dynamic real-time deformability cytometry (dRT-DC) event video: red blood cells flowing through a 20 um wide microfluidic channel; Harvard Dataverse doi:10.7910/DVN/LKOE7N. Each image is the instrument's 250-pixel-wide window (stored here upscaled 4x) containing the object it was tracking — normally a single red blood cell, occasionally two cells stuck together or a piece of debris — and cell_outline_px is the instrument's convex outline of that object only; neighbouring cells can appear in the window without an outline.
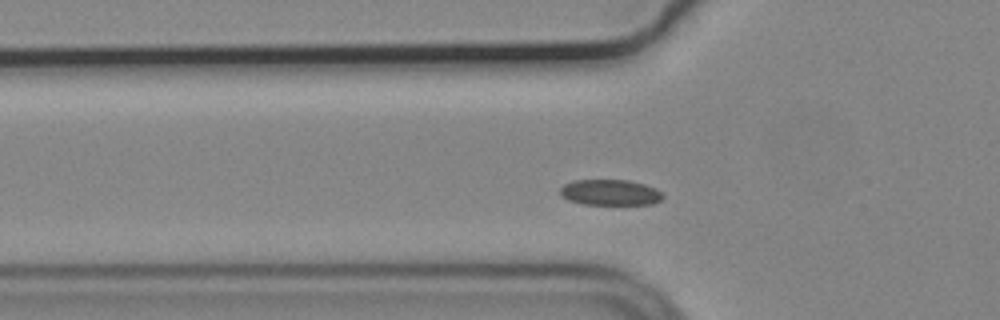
{"species": "common noctule bat (a hibernating species)", "species_latin": "Nyctalus noctula", "temperature_condition": "cold", "stored_images_in_passage": 47, "camera_frame_rate_fps": 3000, "um_per_image_px": 0.085, "animal": {"sex": "male", "body_mass_g": 19.2, "forearm_length_mm": 51.8}, "frame": {"image": 1, "passage_image": 9, "time_ms": 2.667, "image_size_px": [1000, 320], "cell_outline_px": [[664, 196], [660, 200], [652, 204], [580, 204], [568, 200], [560, 196], [560, 188], [564, 184], [572, 180], [628, 180], [644, 184], [660, 192]], "centroid_in_image_um": [51.79, 16.36], "position_along_channel_um": 74.0, "area_um2": 15.37}}
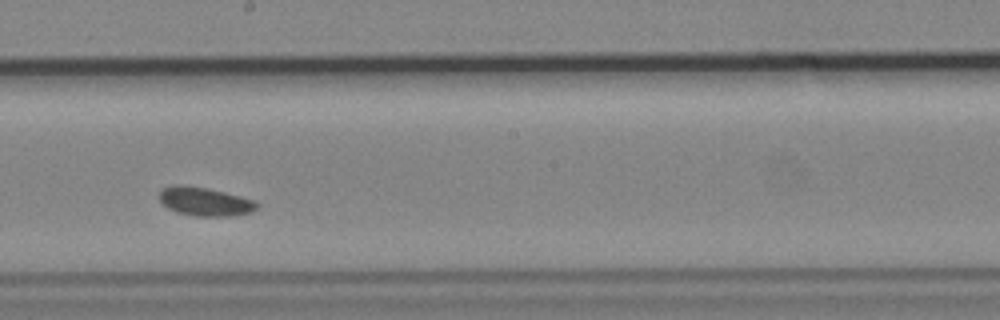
{"frame": {"image": 2, "passage_image": 22, "time_ms": 7.0, "image_size_px": [1000, 320], "cell_outline_px": [[260, 204], [256, 208], [248, 212], [228, 216], [192, 216], [176, 212], [168, 208], [160, 200], [160, 192], [164, 188], [176, 184], [184, 184], [224, 192], [256, 200]], "centroid_in_image_um": [17.41, 17.13], "position_along_channel_um": 230.8, "area_um2": 16.13}}
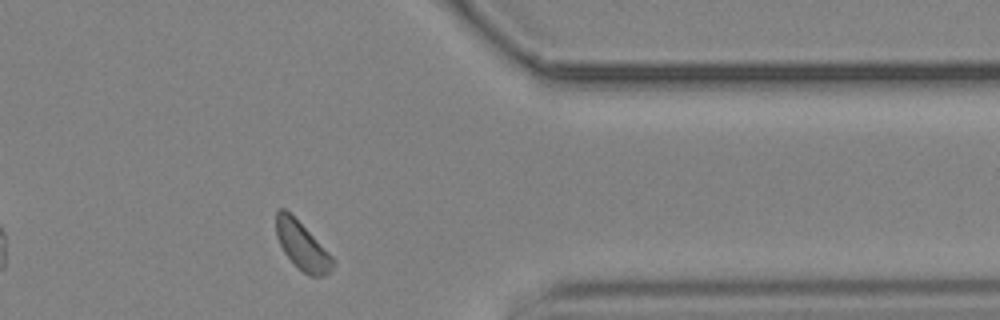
{"frame": {"image": 3, "passage_image": 36, "time_ms": 11.667, "image_size_px": [1000, 320], "cell_outline_px": [[336, 260], [332, 268], [324, 276], [308, 276], [284, 252], [276, 236], [276, 212], [280, 208], [284, 208]], "centroid_in_image_um": [25.68, 20.91], "position_along_channel_um": 385.7, "area_um2": 15.14}, "authors_computed_cell_mechanics": {"area_um2": 15.9528, "velocity_mm_per_s": 3.6192, "shape_relaxation_time_tau1_ms": null, "shape_relaxation_time_tau2_ms": 3.6801, "deformation_change_tau1": null, "deformation_change_tau2": 0.0487}}